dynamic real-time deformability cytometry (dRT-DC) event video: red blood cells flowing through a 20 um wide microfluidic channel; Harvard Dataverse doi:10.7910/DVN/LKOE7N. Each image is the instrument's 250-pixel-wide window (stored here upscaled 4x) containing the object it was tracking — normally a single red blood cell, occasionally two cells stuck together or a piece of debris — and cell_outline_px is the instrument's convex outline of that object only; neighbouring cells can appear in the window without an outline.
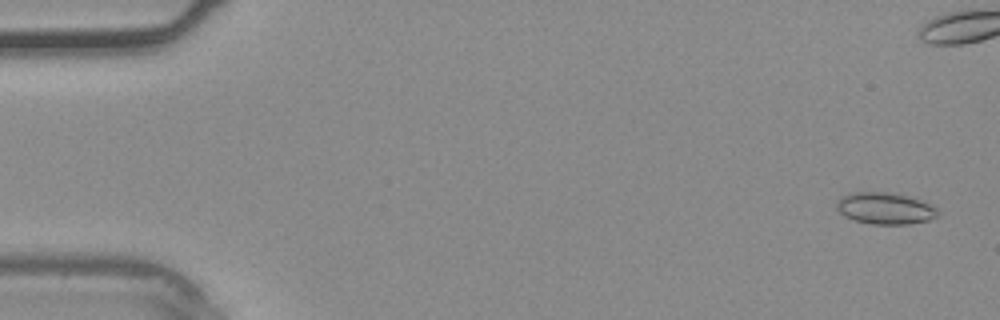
{"species": "common noctule bat (a hibernating species)", "species_latin": "Nyctalus noctula", "temperature_condition": "warm", "stored_images_in_passage": 9, "camera_frame_rate_fps": 3000, "um_per_image_px": 0.085, "animal": {"sex": "male", "body_mass_g": 20.4}, "frame": {"image": 1, "passage_image": 2, "time_ms": 0.333, "image_size_px": [1000, 320], "cell_outline_px": [[940, 212], [936, 216], [928, 220], [908, 224], [872, 224], [856, 220], [844, 216], [836, 208], [836, 200], [840, 196], [848, 192], [888, 192], [908, 196], [932, 204]], "centroid_in_image_um": [75.2, 17.69], "position_along_channel_um": 9.8, "area_um2": 18.79}}